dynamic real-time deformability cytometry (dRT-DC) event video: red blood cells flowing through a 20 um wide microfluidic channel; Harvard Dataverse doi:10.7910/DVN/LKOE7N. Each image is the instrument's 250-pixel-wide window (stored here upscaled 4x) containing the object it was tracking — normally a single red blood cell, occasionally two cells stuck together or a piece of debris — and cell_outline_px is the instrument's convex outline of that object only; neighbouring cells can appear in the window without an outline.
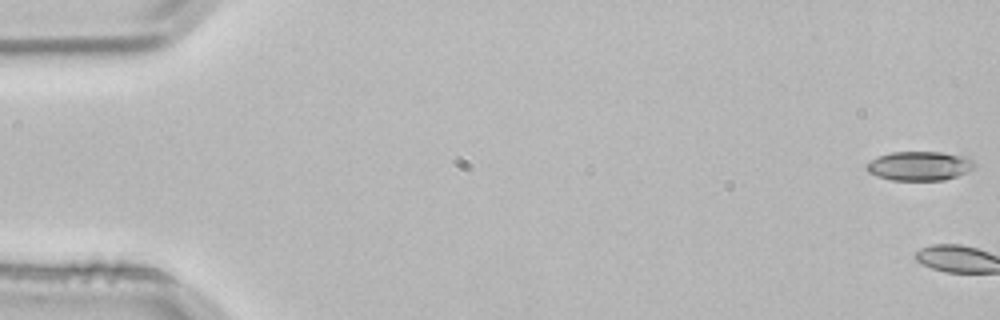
{"species": "common noctule bat (a hibernating species)", "species_latin": "Nyctalus noctula", "temperature_condition": "room temperature", "stored_images_in_passage": 4, "camera_frame_rate_fps": 3000, "um_per_image_px": 0.085, "animal": {"sex": "male", "body_mass_g": 21.5, "forearm_length_mm": 52.0}, "frame": {"image": 1, "passage_image": 1, "time_ms": 0.0, "image_size_px": [1000, 320], "cell_outline_px": [[976, 164], [968, 172], [944, 180], [892, 180], [876, 176], [868, 172], [864, 168], [864, 164], [880, 156], [892, 152], [940, 152], [964, 156], [972, 160]], "centroid_in_image_um": [78.13, 14.11], "position_along_channel_um": 6.9, "area_um2": 18.32}}